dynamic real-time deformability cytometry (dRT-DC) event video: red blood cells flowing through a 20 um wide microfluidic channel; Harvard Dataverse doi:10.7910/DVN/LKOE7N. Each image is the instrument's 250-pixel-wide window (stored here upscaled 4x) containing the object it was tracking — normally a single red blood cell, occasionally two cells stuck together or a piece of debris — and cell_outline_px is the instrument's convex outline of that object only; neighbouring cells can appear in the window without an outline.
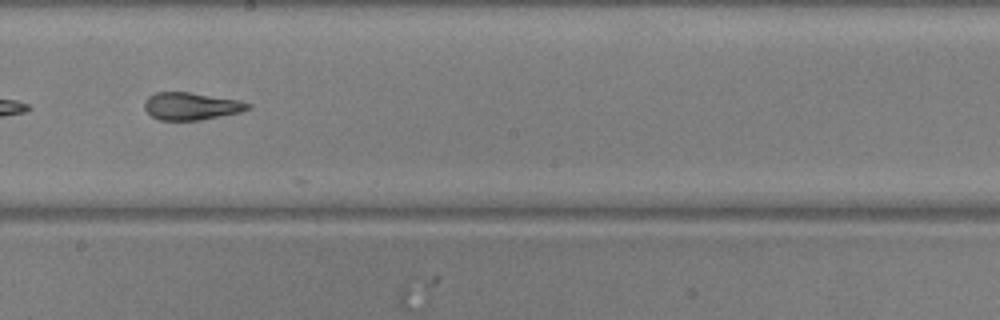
{"species": "common noctule bat (a hibernating species)", "species_latin": "Nyctalus noctula", "temperature_condition": "warm", "stored_images_in_passage": 21, "camera_frame_rate_fps": 3000, "um_per_image_px": 0.085, "animal": {"sex": "male", "body_mass_g": 20.5, "forearm_length_mm": 52.5}, "frame": {"image": 1, "passage_image": 17, "time_ms": 5.333, "image_size_px": [1000, 320], "cell_outline_px": [[252, 104], [248, 108], [240, 112], [200, 120], [160, 120], [152, 116], [144, 108], [144, 100], [148, 96], [156, 92], [188, 92], [240, 100]], "centroid_in_image_um": [16.23, 9.02], "position_along_channel_um": 232.0, "area_um2": 16.47}}